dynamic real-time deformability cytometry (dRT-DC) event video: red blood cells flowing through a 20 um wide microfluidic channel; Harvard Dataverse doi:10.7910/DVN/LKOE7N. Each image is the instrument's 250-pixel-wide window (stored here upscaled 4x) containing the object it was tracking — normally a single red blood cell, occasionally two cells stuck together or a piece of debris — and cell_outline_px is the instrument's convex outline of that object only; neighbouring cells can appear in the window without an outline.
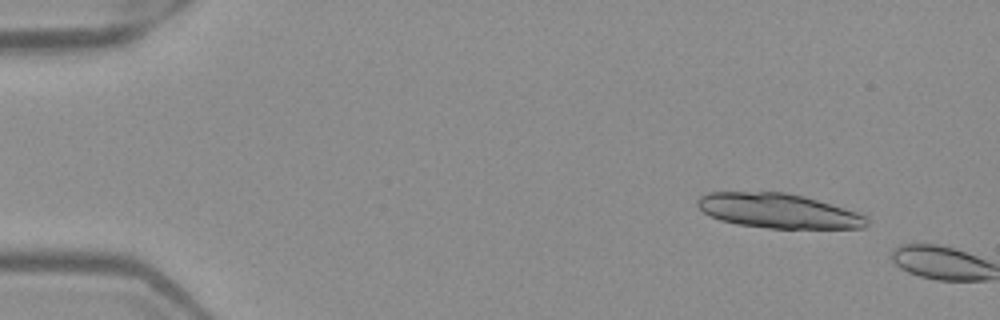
{"species": "Egyptian fruit bat (a non-hibernating species)", "species_latin": "Rousettus aegyptiacus", "temperature_condition": "warm", "stored_images_in_passage": 5, "camera_frame_rate_fps": 3000, "um_per_image_px": 0.085, "frame": {"image": 1, "passage_image": 3, "time_ms": 0.667, "image_size_px": [1000, 320], "cell_outline_px": [[868, 224], [864, 228], [768, 228], [736, 224], [720, 220], [704, 212], [696, 204], [696, 200], [700, 196], [708, 192], [784, 192], [804, 196], [844, 208], [868, 216]], "centroid_in_image_um": [66.15, 17.92], "position_along_channel_um": 18.9, "area_um2": 34.04}}